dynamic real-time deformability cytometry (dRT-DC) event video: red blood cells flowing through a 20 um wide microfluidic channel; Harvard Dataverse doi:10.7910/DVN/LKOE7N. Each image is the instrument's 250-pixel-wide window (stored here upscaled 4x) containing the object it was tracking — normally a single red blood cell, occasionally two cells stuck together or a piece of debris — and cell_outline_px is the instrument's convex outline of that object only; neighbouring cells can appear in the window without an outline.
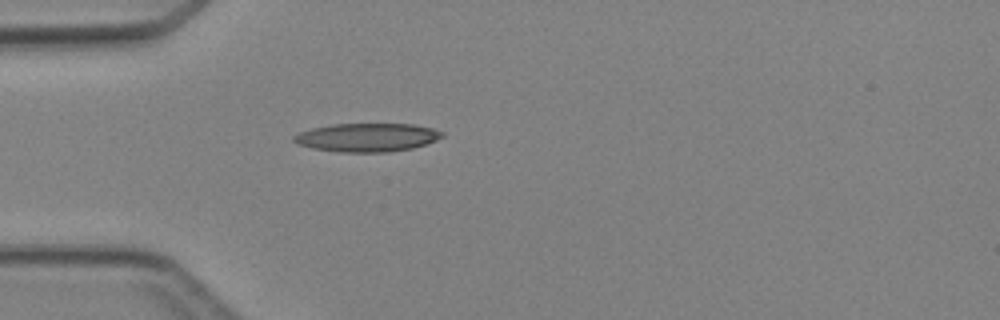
{"species": "Egyptian fruit bat (a non-hibernating species)", "species_latin": "Rousettus aegyptiacus", "temperature_condition": "cold", "stored_images_in_passage": 4, "camera_frame_rate_fps": 3000, "um_per_image_px": 0.085, "animal": {"sex": "female"}, "frame": {"image": 1, "passage_image": 4, "time_ms": 4.333, "image_size_px": [1000, 320], "cell_outline_px": [[444, 136], [436, 140], [412, 148], [388, 152], [340, 152], [312, 148], [296, 144], [292, 140], [292, 136], [300, 132], [312, 128], [332, 124], [412, 124], [432, 128], [444, 132]], "centroid_in_image_um": [31.17, 11.68], "position_along_channel_um": 53.8, "area_um2": 24.62}}